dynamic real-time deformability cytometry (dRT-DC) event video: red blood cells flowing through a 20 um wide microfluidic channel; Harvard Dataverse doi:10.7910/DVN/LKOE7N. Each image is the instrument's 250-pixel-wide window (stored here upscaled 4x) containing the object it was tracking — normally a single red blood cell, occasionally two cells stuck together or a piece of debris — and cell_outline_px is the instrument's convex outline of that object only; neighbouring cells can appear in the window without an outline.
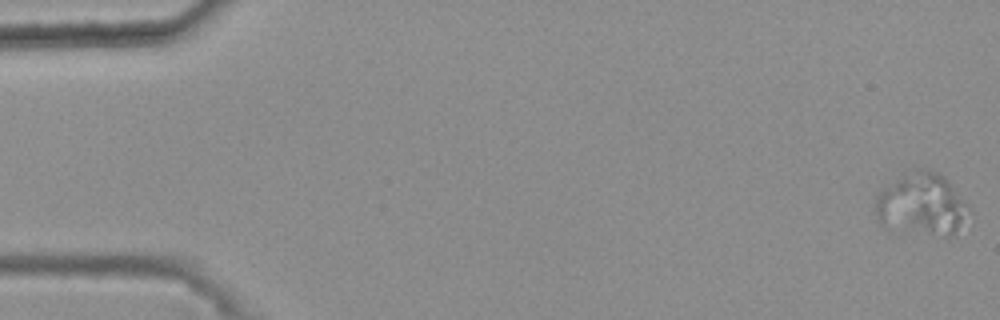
{"species": "common noctule bat (a hibernating species)", "species_latin": "Nyctalus noctula", "temperature_condition": "warm", "stored_images_in_passage": 50, "segment_of_instrument_passage": [1, 2], "camera_frame_rate_fps": 3000, "um_per_image_px": 0.085, "animal": {"sex": "female", "body_mass_g": 25.1}, "frame": {"image": 1, "passage_image": 1, "time_ms": 0.0, "image_size_px": [1000, 320], "cell_outline_px": [[968, 208], [956, 228], [952, 232], [944, 236], [888, 228], [880, 224], [876, 216], [876, 196], [884, 188], [904, 172], [916, 168], [924, 168], [936, 172], [944, 176], [948, 180]], "centroid_in_image_um": [78.24, 17.31], "position_along_channel_um": 6.8, "area_um2": 32.83}}
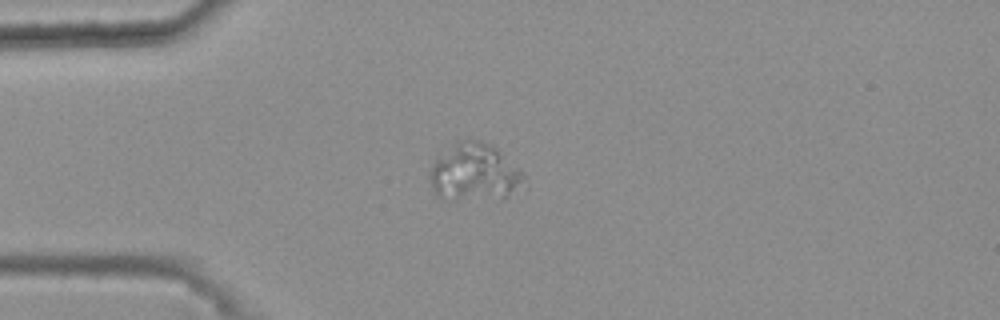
{"frame": {"image": 2, "passage_image": 15, "time_ms": 4.667, "image_size_px": [1000, 320], "cell_outline_px": [[524, 176], [508, 188], [456, 200], [452, 200], [436, 196], [432, 188], [428, 176], [432, 164], [456, 140], [476, 140], [492, 144], [524, 172]], "centroid_in_image_um": [40.12, 14.51], "position_along_channel_um": 44.9, "area_um2": 28.96}}
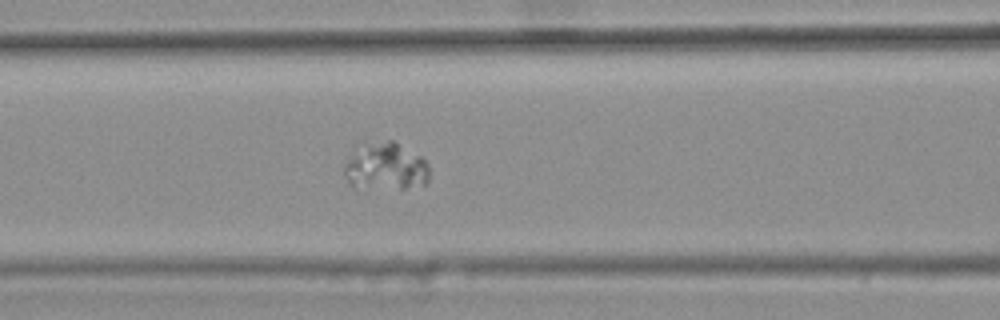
{"frame": {"image": 3, "passage_image": 24, "time_ms": 7.667, "image_size_px": [1000, 320], "cell_outline_px": [[428, 180], [424, 184], [404, 188], [364, 192], [352, 188], [344, 176], [344, 164], [352, 156], [368, 148], [388, 140], [392, 140], [420, 156], [428, 164]], "centroid_in_image_um": [32.78, 14.31], "position_along_channel_um": 133.8, "area_um2": 23.18}}